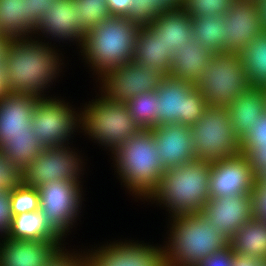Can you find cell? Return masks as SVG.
Returning a JSON list of instances; mask_svg holds the SVG:
<instances>
[{"mask_svg":"<svg viewBox=\"0 0 266 266\" xmlns=\"http://www.w3.org/2000/svg\"><path fill=\"white\" fill-rule=\"evenodd\" d=\"M33 36L8 40L3 55L4 77L10 94L45 98L44 89L62 72L61 53L45 40ZM62 65V66H61ZM61 66V67H60ZM61 70V71H60Z\"/></svg>","mask_w":266,"mask_h":266,"instance_id":"cell-1","label":"cell"},{"mask_svg":"<svg viewBox=\"0 0 266 266\" xmlns=\"http://www.w3.org/2000/svg\"><path fill=\"white\" fill-rule=\"evenodd\" d=\"M210 169L211 163L201 160L166 169L149 202L163 204L170 217L201 212L210 198Z\"/></svg>","mask_w":266,"mask_h":266,"instance_id":"cell-2","label":"cell"},{"mask_svg":"<svg viewBox=\"0 0 266 266\" xmlns=\"http://www.w3.org/2000/svg\"><path fill=\"white\" fill-rule=\"evenodd\" d=\"M139 28L126 17L111 16L87 32L79 48L93 75L133 61Z\"/></svg>","mask_w":266,"mask_h":266,"instance_id":"cell-3","label":"cell"},{"mask_svg":"<svg viewBox=\"0 0 266 266\" xmlns=\"http://www.w3.org/2000/svg\"><path fill=\"white\" fill-rule=\"evenodd\" d=\"M170 219L169 241H164L166 245L163 246L167 266H196L205 257L229 245V239L201 212Z\"/></svg>","mask_w":266,"mask_h":266,"instance_id":"cell-4","label":"cell"},{"mask_svg":"<svg viewBox=\"0 0 266 266\" xmlns=\"http://www.w3.org/2000/svg\"><path fill=\"white\" fill-rule=\"evenodd\" d=\"M157 152L152 131L140 130L112 155L121 185L123 183L130 194L142 201H148L166 170Z\"/></svg>","mask_w":266,"mask_h":266,"instance_id":"cell-5","label":"cell"},{"mask_svg":"<svg viewBox=\"0 0 266 266\" xmlns=\"http://www.w3.org/2000/svg\"><path fill=\"white\" fill-rule=\"evenodd\" d=\"M82 109L79 112L81 132L89 135L98 145L105 146L112 154L141 130L125 103L109 101L99 95Z\"/></svg>","mask_w":266,"mask_h":266,"instance_id":"cell-6","label":"cell"},{"mask_svg":"<svg viewBox=\"0 0 266 266\" xmlns=\"http://www.w3.org/2000/svg\"><path fill=\"white\" fill-rule=\"evenodd\" d=\"M190 132L196 160L212 163L241 153L227 106L208 105Z\"/></svg>","mask_w":266,"mask_h":266,"instance_id":"cell-7","label":"cell"},{"mask_svg":"<svg viewBox=\"0 0 266 266\" xmlns=\"http://www.w3.org/2000/svg\"><path fill=\"white\" fill-rule=\"evenodd\" d=\"M251 86L240 54L225 52L213 55L196 84L207 104L214 106H229Z\"/></svg>","mask_w":266,"mask_h":266,"instance_id":"cell-8","label":"cell"},{"mask_svg":"<svg viewBox=\"0 0 266 266\" xmlns=\"http://www.w3.org/2000/svg\"><path fill=\"white\" fill-rule=\"evenodd\" d=\"M156 92L158 126L179 123L191 127L208 106L196 85L187 80L165 76Z\"/></svg>","mask_w":266,"mask_h":266,"instance_id":"cell-9","label":"cell"},{"mask_svg":"<svg viewBox=\"0 0 266 266\" xmlns=\"http://www.w3.org/2000/svg\"><path fill=\"white\" fill-rule=\"evenodd\" d=\"M82 181H51L37 188L39 211L48 226L62 239L73 228L82 208ZM66 235V236H65Z\"/></svg>","mask_w":266,"mask_h":266,"instance_id":"cell-10","label":"cell"},{"mask_svg":"<svg viewBox=\"0 0 266 266\" xmlns=\"http://www.w3.org/2000/svg\"><path fill=\"white\" fill-rule=\"evenodd\" d=\"M57 98H38L32 113L31 129L44 148L69 145L71 135L80 127L79 112Z\"/></svg>","mask_w":266,"mask_h":266,"instance_id":"cell-11","label":"cell"},{"mask_svg":"<svg viewBox=\"0 0 266 266\" xmlns=\"http://www.w3.org/2000/svg\"><path fill=\"white\" fill-rule=\"evenodd\" d=\"M164 77L152 67L131 61L97 78L101 82L100 95L109 101L125 103L136 95L157 90Z\"/></svg>","mask_w":266,"mask_h":266,"instance_id":"cell-12","label":"cell"},{"mask_svg":"<svg viewBox=\"0 0 266 266\" xmlns=\"http://www.w3.org/2000/svg\"><path fill=\"white\" fill-rule=\"evenodd\" d=\"M69 145L44 148L40 155L23 170V183L33 188L51 181H81L83 156ZM77 152V153H76Z\"/></svg>","mask_w":266,"mask_h":266,"instance_id":"cell-13","label":"cell"},{"mask_svg":"<svg viewBox=\"0 0 266 266\" xmlns=\"http://www.w3.org/2000/svg\"><path fill=\"white\" fill-rule=\"evenodd\" d=\"M138 242L115 241L84 251L86 266H167L163 245Z\"/></svg>","mask_w":266,"mask_h":266,"instance_id":"cell-14","label":"cell"},{"mask_svg":"<svg viewBox=\"0 0 266 266\" xmlns=\"http://www.w3.org/2000/svg\"><path fill=\"white\" fill-rule=\"evenodd\" d=\"M224 52L240 54L244 47L264 32L258 1L234 0L222 16Z\"/></svg>","mask_w":266,"mask_h":266,"instance_id":"cell-15","label":"cell"},{"mask_svg":"<svg viewBox=\"0 0 266 266\" xmlns=\"http://www.w3.org/2000/svg\"><path fill=\"white\" fill-rule=\"evenodd\" d=\"M255 182L256 176L243 153L211 163L210 198L251 195Z\"/></svg>","mask_w":266,"mask_h":266,"instance_id":"cell-16","label":"cell"},{"mask_svg":"<svg viewBox=\"0 0 266 266\" xmlns=\"http://www.w3.org/2000/svg\"><path fill=\"white\" fill-rule=\"evenodd\" d=\"M38 32L42 33L41 36L46 35V38L51 36L50 40L78 42L80 47L88 30L78 19V7L74 0H55L37 24L34 36Z\"/></svg>","mask_w":266,"mask_h":266,"instance_id":"cell-17","label":"cell"},{"mask_svg":"<svg viewBox=\"0 0 266 266\" xmlns=\"http://www.w3.org/2000/svg\"><path fill=\"white\" fill-rule=\"evenodd\" d=\"M201 213L226 238L253 218L252 196L235 195L209 198Z\"/></svg>","mask_w":266,"mask_h":266,"instance_id":"cell-18","label":"cell"},{"mask_svg":"<svg viewBox=\"0 0 266 266\" xmlns=\"http://www.w3.org/2000/svg\"><path fill=\"white\" fill-rule=\"evenodd\" d=\"M151 131L157 154L165 169L196 160L190 127L173 123L154 127Z\"/></svg>","mask_w":266,"mask_h":266,"instance_id":"cell-19","label":"cell"},{"mask_svg":"<svg viewBox=\"0 0 266 266\" xmlns=\"http://www.w3.org/2000/svg\"><path fill=\"white\" fill-rule=\"evenodd\" d=\"M1 240L0 266H46L64 245L63 240Z\"/></svg>","mask_w":266,"mask_h":266,"instance_id":"cell-20","label":"cell"},{"mask_svg":"<svg viewBox=\"0 0 266 266\" xmlns=\"http://www.w3.org/2000/svg\"><path fill=\"white\" fill-rule=\"evenodd\" d=\"M38 97L7 93L0 98V148L9 136L34 135L31 119Z\"/></svg>","mask_w":266,"mask_h":266,"instance_id":"cell-21","label":"cell"},{"mask_svg":"<svg viewBox=\"0 0 266 266\" xmlns=\"http://www.w3.org/2000/svg\"><path fill=\"white\" fill-rule=\"evenodd\" d=\"M227 110L234 133L241 140L266 113L265 88L251 86L227 106Z\"/></svg>","mask_w":266,"mask_h":266,"instance_id":"cell-22","label":"cell"},{"mask_svg":"<svg viewBox=\"0 0 266 266\" xmlns=\"http://www.w3.org/2000/svg\"><path fill=\"white\" fill-rule=\"evenodd\" d=\"M213 55L214 53L204 47L200 41L192 38L173 53L171 72L168 76L187 80L196 85Z\"/></svg>","mask_w":266,"mask_h":266,"instance_id":"cell-23","label":"cell"},{"mask_svg":"<svg viewBox=\"0 0 266 266\" xmlns=\"http://www.w3.org/2000/svg\"><path fill=\"white\" fill-rule=\"evenodd\" d=\"M193 21L182 7L163 10L147 26L166 46L175 49L186 45L193 38Z\"/></svg>","mask_w":266,"mask_h":266,"instance_id":"cell-24","label":"cell"},{"mask_svg":"<svg viewBox=\"0 0 266 266\" xmlns=\"http://www.w3.org/2000/svg\"><path fill=\"white\" fill-rule=\"evenodd\" d=\"M175 51V47L166 46L161 37L156 36L147 26L140 27L136 37L133 61L152 67L162 75L168 76Z\"/></svg>","mask_w":266,"mask_h":266,"instance_id":"cell-25","label":"cell"},{"mask_svg":"<svg viewBox=\"0 0 266 266\" xmlns=\"http://www.w3.org/2000/svg\"><path fill=\"white\" fill-rule=\"evenodd\" d=\"M37 24L31 19L28 0H0V36L16 40L33 36Z\"/></svg>","mask_w":266,"mask_h":266,"instance_id":"cell-26","label":"cell"},{"mask_svg":"<svg viewBox=\"0 0 266 266\" xmlns=\"http://www.w3.org/2000/svg\"><path fill=\"white\" fill-rule=\"evenodd\" d=\"M234 254L253 255L266 259V222L252 218L229 239Z\"/></svg>","mask_w":266,"mask_h":266,"instance_id":"cell-27","label":"cell"},{"mask_svg":"<svg viewBox=\"0 0 266 266\" xmlns=\"http://www.w3.org/2000/svg\"><path fill=\"white\" fill-rule=\"evenodd\" d=\"M7 237L21 240H62L48 226L39 210L13 216Z\"/></svg>","mask_w":266,"mask_h":266,"instance_id":"cell-28","label":"cell"},{"mask_svg":"<svg viewBox=\"0 0 266 266\" xmlns=\"http://www.w3.org/2000/svg\"><path fill=\"white\" fill-rule=\"evenodd\" d=\"M252 86H266V32L254 38L240 53Z\"/></svg>","mask_w":266,"mask_h":266,"instance_id":"cell-29","label":"cell"},{"mask_svg":"<svg viewBox=\"0 0 266 266\" xmlns=\"http://www.w3.org/2000/svg\"><path fill=\"white\" fill-rule=\"evenodd\" d=\"M44 147L34 135L9 136L0 150L22 171L41 154Z\"/></svg>","mask_w":266,"mask_h":266,"instance_id":"cell-30","label":"cell"},{"mask_svg":"<svg viewBox=\"0 0 266 266\" xmlns=\"http://www.w3.org/2000/svg\"><path fill=\"white\" fill-rule=\"evenodd\" d=\"M193 21V39L200 41L214 54L224 53V26L221 15L191 17Z\"/></svg>","mask_w":266,"mask_h":266,"instance_id":"cell-31","label":"cell"},{"mask_svg":"<svg viewBox=\"0 0 266 266\" xmlns=\"http://www.w3.org/2000/svg\"><path fill=\"white\" fill-rule=\"evenodd\" d=\"M130 115L141 130H151L158 126L157 114L159 99L156 90L146 92L125 102Z\"/></svg>","mask_w":266,"mask_h":266,"instance_id":"cell-32","label":"cell"},{"mask_svg":"<svg viewBox=\"0 0 266 266\" xmlns=\"http://www.w3.org/2000/svg\"><path fill=\"white\" fill-rule=\"evenodd\" d=\"M183 0H133L126 18L140 27L148 26L163 10L181 7Z\"/></svg>","mask_w":266,"mask_h":266,"instance_id":"cell-33","label":"cell"},{"mask_svg":"<svg viewBox=\"0 0 266 266\" xmlns=\"http://www.w3.org/2000/svg\"><path fill=\"white\" fill-rule=\"evenodd\" d=\"M78 7V19L89 31L111 17L106 0H74Z\"/></svg>","mask_w":266,"mask_h":266,"instance_id":"cell-34","label":"cell"},{"mask_svg":"<svg viewBox=\"0 0 266 266\" xmlns=\"http://www.w3.org/2000/svg\"><path fill=\"white\" fill-rule=\"evenodd\" d=\"M9 196L13 216L39 210L40 201L37 188L22 183L14 190L9 191Z\"/></svg>","mask_w":266,"mask_h":266,"instance_id":"cell-35","label":"cell"},{"mask_svg":"<svg viewBox=\"0 0 266 266\" xmlns=\"http://www.w3.org/2000/svg\"><path fill=\"white\" fill-rule=\"evenodd\" d=\"M234 0H183L182 8L191 17L223 16Z\"/></svg>","mask_w":266,"mask_h":266,"instance_id":"cell-36","label":"cell"},{"mask_svg":"<svg viewBox=\"0 0 266 266\" xmlns=\"http://www.w3.org/2000/svg\"><path fill=\"white\" fill-rule=\"evenodd\" d=\"M23 183V171L0 150V190L12 191Z\"/></svg>","mask_w":266,"mask_h":266,"instance_id":"cell-37","label":"cell"},{"mask_svg":"<svg viewBox=\"0 0 266 266\" xmlns=\"http://www.w3.org/2000/svg\"><path fill=\"white\" fill-rule=\"evenodd\" d=\"M241 147H266V113L240 140Z\"/></svg>","mask_w":266,"mask_h":266,"instance_id":"cell-38","label":"cell"},{"mask_svg":"<svg viewBox=\"0 0 266 266\" xmlns=\"http://www.w3.org/2000/svg\"><path fill=\"white\" fill-rule=\"evenodd\" d=\"M253 218L266 222V183L257 179L252 190Z\"/></svg>","mask_w":266,"mask_h":266,"instance_id":"cell-39","label":"cell"},{"mask_svg":"<svg viewBox=\"0 0 266 266\" xmlns=\"http://www.w3.org/2000/svg\"><path fill=\"white\" fill-rule=\"evenodd\" d=\"M247 156L256 179L266 170V147H241Z\"/></svg>","mask_w":266,"mask_h":266,"instance_id":"cell-40","label":"cell"},{"mask_svg":"<svg viewBox=\"0 0 266 266\" xmlns=\"http://www.w3.org/2000/svg\"><path fill=\"white\" fill-rule=\"evenodd\" d=\"M62 247L46 264V266H86L84 251L71 253Z\"/></svg>","mask_w":266,"mask_h":266,"instance_id":"cell-41","label":"cell"},{"mask_svg":"<svg viewBox=\"0 0 266 266\" xmlns=\"http://www.w3.org/2000/svg\"><path fill=\"white\" fill-rule=\"evenodd\" d=\"M234 251L230 245L205 257L196 266H232Z\"/></svg>","mask_w":266,"mask_h":266,"instance_id":"cell-42","label":"cell"},{"mask_svg":"<svg viewBox=\"0 0 266 266\" xmlns=\"http://www.w3.org/2000/svg\"><path fill=\"white\" fill-rule=\"evenodd\" d=\"M12 219L9 192L0 190V239L7 236Z\"/></svg>","mask_w":266,"mask_h":266,"instance_id":"cell-43","label":"cell"},{"mask_svg":"<svg viewBox=\"0 0 266 266\" xmlns=\"http://www.w3.org/2000/svg\"><path fill=\"white\" fill-rule=\"evenodd\" d=\"M54 2L55 0H28L31 19L38 24L43 14L51 9Z\"/></svg>","mask_w":266,"mask_h":266,"instance_id":"cell-44","label":"cell"},{"mask_svg":"<svg viewBox=\"0 0 266 266\" xmlns=\"http://www.w3.org/2000/svg\"><path fill=\"white\" fill-rule=\"evenodd\" d=\"M111 16L127 17L133 0H106Z\"/></svg>","mask_w":266,"mask_h":266,"instance_id":"cell-45","label":"cell"},{"mask_svg":"<svg viewBox=\"0 0 266 266\" xmlns=\"http://www.w3.org/2000/svg\"><path fill=\"white\" fill-rule=\"evenodd\" d=\"M260 260L253 255L234 254L232 266H256Z\"/></svg>","mask_w":266,"mask_h":266,"instance_id":"cell-46","label":"cell"},{"mask_svg":"<svg viewBox=\"0 0 266 266\" xmlns=\"http://www.w3.org/2000/svg\"><path fill=\"white\" fill-rule=\"evenodd\" d=\"M258 4H259L262 26L264 31L266 32V0H259Z\"/></svg>","mask_w":266,"mask_h":266,"instance_id":"cell-47","label":"cell"},{"mask_svg":"<svg viewBox=\"0 0 266 266\" xmlns=\"http://www.w3.org/2000/svg\"><path fill=\"white\" fill-rule=\"evenodd\" d=\"M7 93L8 91L4 77V65H0V98Z\"/></svg>","mask_w":266,"mask_h":266,"instance_id":"cell-48","label":"cell"},{"mask_svg":"<svg viewBox=\"0 0 266 266\" xmlns=\"http://www.w3.org/2000/svg\"><path fill=\"white\" fill-rule=\"evenodd\" d=\"M7 42L8 39L6 37L0 36V65H4L2 60Z\"/></svg>","mask_w":266,"mask_h":266,"instance_id":"cell-49","label":"cell"},{"mask_svg":"<svg viewBox=\"0 0 266 266\" xmlns=\"http://www.w3.org/2000/svg\"><path fill=\"white\" fill-rule=\"evenodd\" d=\"M260 183H266V170L257 178Z\"/></svg>","mask_w":266,"mask_h":266,"instance_id":"cell-50","label":"cell"},{"mask_svg":"<svg viewBox=\"0 0 266 266\" xmlns=\"http://www.w3.org/2000/svg\"><path fill=\"white\" fill-rule=\"evenodd\" d=\"M256 266H266V259H261Z\"/></svg>","mask_w":266,"mask_h":266,"instance_id":"cell-51","label":"cell"}]
</instances>
